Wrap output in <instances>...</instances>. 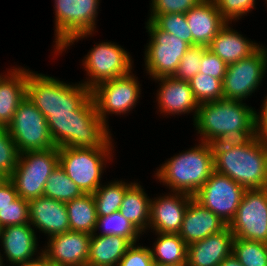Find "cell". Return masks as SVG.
<instances>
[{
	"instance_id": "6da1fadb",
	"label": "cell",
	"mask_w": 267,
	"mask_h": 266,
	"mask_svg": "<svg viewBox=\"0 0 267 266\" xmlns=\"http://www.w3.org/2000/svg\"><path fill=\"white\" fill-rule=\"evenodd\" d=\"M214 171L230 177L245 189L267 187V142L254 136L211 144Z\"/></svg>"
},
{
	"instance_id": "7a4b0ae2",
	"label": "cell",
	"mask_w": 267,
	"mask_h": 266,
	"mask_svg": "<svg viewBox=\"0 0 267 266\" xmlns=\"http://www.w3.org/2000/svg\"><path fill=\"white\" fill-rule=\"evenodd\" d=\"M255 108L242 101L220 99L201 103L193 125L206 143L244 140L256 136Z\"/></svg>"
},
{
	"instance_id": "3957f363",
	"label": "cell",
	"mask_w": 267,
	"mask_h": 266,
	"mask_svg": "<svg viewBox=\"0 0 267 266\" xmlns=\"http://www.w3.org/2000/svg\"><path fill=\"white\" fill-rule=\"evenodd\" d=\"M50 134L57 148L103 147L111 138L109 127L97 114L92 95L72 116L46 118Z\"/></svg>"
},
{
	"instance_id": "277c9868",
	"label": "cell",
	"mask_w": 267,
	"mask_h": 266,
	"mask_svg": "<svg viewBox=\"0 0 267 266\" xmlns=\"http://www.w3.org/2000/svg\"><path fill=\"white\" fill-rule=\"evenodd\" d=\"M164 162L154 176L171 192L194 196L214 172L212 146L202 141Z\"/></svg>"
},
{
	"instance_id": "5b68a950",
	"label": "cell",
	"mask_w": 267,
	"mask_h": 266,
	"mask_svg": "<svg viewBox=\"0 0 267 266\" xmlns=\"http://www.w3.org/2000/svg\"><path fill=\"white\" fill-rule=\"evenodd\" d=\"M90 96L91 89L80 82L68 84L32 70L27 75L26 97L46 118L72 116Z\"/></svg>"
},
{
	"instance_id": "8992f818",
	"label": "cell",
	"mask_w": 267,
	"mask_h": 266,
	"mask_svg": "<svg viewBox=\"0 0 267 266\" xmlns=\"http://www.w3.org/2000/svg\"><path fill=\"white\" fill-rule=\"evenodd\" d=\"M54 54H61L74 42L92 36L100 0H54ZM82 38V39H81ZM57 52V53H55Z\"/></svg>"
},
{
	"instance_id": "52a82bcc",
	"label": "cell",
	"mask_w": 267,
	"mask_h": 266,
	"mask_svg": "<svg viewBox=\"0 0 267 266\" xmlns=\"http://www.w3.org/2000/svg\"><path fill=\"white\" fill-rule=\"evenodd\" d=\"M112 142L97 148H58L59 165L84 194H93L102 184L107 161L113 159Z\"/></svg>"
},
{
	"instance_id": "ba28073f",
	"label": "cell",
	"mask_w": 267,
	"mask_h": 266,
	"mask_svg": "<svg viewBox=\"0 0 267 266\" xmlns=\"http://www.w3.org/2000/svg\"><path fill=\"white\" fill-rule=\"evenodd\" d=\"M58 165L57 147L26 151L19 154L18 164L9 179L14 183L18 196L31 201L43 196L45 183Z\"/></svg>"
},
{
	"instance_id": "9c48e42d",
	"label": "cell",
	"mask_w": 267,
	"mask_h": 266,
	"mask_svg": "<svg viewBox=\"0 0 267 266\" xmlns=\"http://www.w3.org/2000/svg\"><path fill=\"white\" fill-rule=\"evenodd\" d=\"M149 43L145 46V71L151 79L173 76L183 55L191 47L180 38L159 29L147 20Z\"/></svg>"
},
{
	"instance_id": "30bf717a",
	"label": "cell",
	"mask_w": 267,
	"mask_h": 266,
	"mask_svg": "<svg viewBox=\"0 0 267 266\" xmlns=\"http://www.w3.org/2000/svg\"><path fill=\"white\" fill-rule=\"evenodd\" d=\"M6 128L19 153L56 147L46 117L27 97L19 104Z\"/></svg>"
},
{
	"instance_id": "8fae6325",
	"label": "cell",
	"mask_w": 267,
	"mask_h": 266,
	"mask_svg": "<svg viewBox=\"0 0 267 266\" xmlns=\"http://www.w3.org/2000/svg\"><path fill=\"white\" fill-rule=\"evenodd\" d=\"M131 58L129 52L115 42L96 44L82 60L88 77L81 83L92 89L101 82L125 76L133 70Z\"/></svg>"
},
{
	"instance_id": "7c38bea8",
	"label": "cell",
	"mask_w": 267,
	"mask_h": 266,
	"mask_svg": "<svg viewBox=\"0 0 267 266\" xmlns=\"http://www.w3.org/2000/svg\"><path fill=\"white\" fill-rule=\"evenodd\" d=\"M137 79L138 77L131 72L125 76L101 82L91 89L97 114L108 127L107 115H125L136 107L142 90Z\"/></svg>"
},
{
	"instance_id": "4fadbf2b",
	"label": "cell",
	"mask_w": 267,
	"mask_h": 266,
	"mask_svg": "<svg viewBox=\"0 0 267 266\" xmlns=\"http://www.w3.org/2000/svg\"><path fill=\"white\" fill-rule=\"evenodd\" d=\"M267 70V48L261 46L250 56L228 64L223 78L224 99L242 101L252 96Z\"/></svg>"
},
{
	"instance_id": "5bb4252c",
	"label": "cell",
	"mask_w": 267,
	"mask_h": 266,
	"mask_svg": "<svg viewBox=\"0 0 267 266\" xmlns=\"http://www.w3.org/2000/svg\"><path fill=\"white\" fill-rule=\"evenodd\" d=\"M245 191L244 187L230 177L214 171L193 197L229 225Z\"/></svg>"
},
{
	"instance_id": "9a60e30c",
	"label": "cell",
	"mask_w": 267,
	"mask_h": 266,
	"mask_svg": "<svg viewBox=\"0 0 267 266\" xmlns=\"http://www.w3.org/2000/svg\"><path fill=\"white\" fill-rule=\"evenodd\" d=\"M228 226L235 238L267 243V187L246 189Z\"/></svg>"
},
{
	"instance_id": "2e32d148",
	"label": "cell",
	"mask_w": 267,
	"mask_h": 266,
	"mask_svg": "<svg viewBox=\"0 0 267 266\" xmlns=\"http://www.w3.org/2000/svg\"><path fill=\"white\" fill-rule=\"evenodd\" d=\"M91 234L66 231L48 238L43 256L53 266H85L88 262Z\"/></svg>"
},
{
	"instance_id": "e0dca14e",
	"label": "cell",
	"mask_w": 267,
	"mask_h": 266,
	"mask_svg": "<svg viewBox=\"0 0 267 266\" xmlns=\"http://www.w3.org/2000/svg\"><path fill=\"white\" fill-rule=\"evenodd\" d=\"M193 198L186 193L171 191L168 195L152 198L150 200L149 229H153V233L155 231L178 234L181 230L184 213Z\"/></svg>"
},
{
	"instance_id": "ac0fdd59",
	"label": "cell",
	"mask_w": 267,
	"mask_h": 266,
	"mask_svg": "<svg viewBox=\"0 0 267 266\" xmlns=\"http://www.w3.org/2000/svg\"><path fill=\"white\" fill-rule=\"evenodd\" d=\"M153 80L160 82L155 101H158V112L164 116L193 112L194 121L200 104L196 100L189 82L176 79L173 76H164Z\"/></svg>"
},
{
	"instance_id": "d6986e66",
	"label": "cell",
	"mask_w": 267,
	"mask_h": 266,
	"mask_svg": "<svg viewBox=\"0 0 267 266\" xmlns=\"http://www.w3.org/2000/svg\"><path fill=\"white\" fill-rule=\"evenodd\" d=\"M35 233L30 223L2 228L0 245L4 253L2 256L6 257L3 262L6 260L11 266H18L40 258L43 255V249L38 251L39 244Z\"/></svg>"
},
{
	"instance_id": "ffe728a7",
	"label": "cell",
	"mask_w": 267,
	"mask_h": 266,
	"mask_svg": "<svg viewBox=\"0 0 267 266\" xmlns=\"http://www.w3.org/2000/svg\"><path fill=\"white\" fill-rule=\"evenodd\" d=\"M29 218L32 227L48 238L70 230L65 203L44 195L29 201Z\"/></svg>"
},
{
	"instance_id": "44dd1931",
	"label": "cell",
	"mask_w": 267,
	"mask_h": 266,
	"mask_svg": "<svg viewBox=\"0 0 267 266\" xmlns=\"http://www.w3.org/2000/svg\"><path fill=\"white\" fill-rule=\"evenodd\" d=\"M234 238L227 226L221 232L189 244L186 266H218L222 260L232 254Z\"/></svg>"
},
{
	"instance_id": "7402d4cb",
	"label": "cell",
	"mask_w": 267,
	"mask_h": 266,
	"mask_svg": "<svg viewBox=\"0 0 267 266\" xmlns=\"http://www.w3.org/2000/svg\"><path fill=\"white\" fill-rule=\"evenodd\" d=\"M193 38V46H209L212 39L228 22L214 0H202L185 13Z\"/></svg>"
},
{
	"instance_id": "603a6c76",
	"label": "cell",
	"mask_w": 267,
	"mask_h": 266,
	"mask_svg": "<svg viewBox=\"0 0 267 266\" xmlns=\"http://www.w3.org/2000/svg\"><path fill=\"white\" fill-rule=\"evenodd\" d=\"M227 226L228 224L221 218L193 198L184 213L181 230L178 234L189 245L211 234L221 232Z\"/></svg>"
},
{
	"instance_id": "cb8c5ba5",
	"label": "cell",
	"mask_w": 267,
	"mask_h": 266,
	"mask_svg": "<svg viewBox=\"0 0 267 266\" xmlns=\"http://www.w3.org/2000/svg\"><path fill=\"white\" fill-rule=\"evenodd\" d=\"M29 68L12 67L0 77V127H7L12 121L19 104L26 97Z\"/></svg>"
},
{
	"instance_id": "d4e9b609",
	"label": "cell",
	"mask_w": 267,
	"mask_h": 266,
	"mask_svg": "<svg viewBox=\"0 0 267 266\" xmlns=\"http://www.w3.org/2000/svg\"><path fill=\"white\" fill-rule=\"evenodd\" d=\"M231 22L217 33L208 49L216 54L227 65L240 61L253 54L261 45L250 41L231 26Z\"/></svg>"
},
{
	"instance_id": "484cf974",
	"label": "cell",
	"mask_w": 267,
	"mask_h": 266,
	"mask_svg": "<svg viewBox=\"0 0 267 266\" xmlns=\"http://www.w3.org/2000/svg\"><path fill=\"white\" fill-rule=\"evenodd\" d=\"M132 243L125 237L91 235L88 265L117 266Z\"/></svg>"
},
{
	"instance_id": "4316f807",
	"label": "cell",
	"mask_w": 267,
	"mask_h": 266,
	"mask_svg": "<svg viewBox=\"0 0 267 266\" xmlns=\"http://www.w3.org/2000/svg\"><path fill=\"white\" fill-rule=\"evenodd\" d=\"M140 183L132 182L126 189L119 212L141 233L149 230L150 198Z\"/></svg>"
},
{
	"instance_id": "83f0119b",
	"label": "cell",
	"mask_w": 267,
	"mask_h": 266,
	"mask_svg": "<svg viewBox=\"0 0 267 266\" xmlns=\"http://www.w3.org/2000/svg\"><path fill=\"white\" fill-rule=\"evenodd\" d=\"M155 235L157 240L150 248L153 261L173 266H186L188 245L179 234L155 232Z\"/></svg>"
},
{
	"instance_id": "f1b7e54d",
	"label": "cell",
	"mask_w": 267,
	"mask_h": 266,
	"mask_svg": "<svg viewBox=\"0 0 267 266\" xmlns=\"http://www.w3.org/2000/svg\"><path fill=\"white\" fill-rule=\"evenodd\" d=\"M71 231L93 234L98 219L93 194H83L65 203Z\"/></svg>"
},
{
	"instance_id": "f546056e",
	"label": "cell",
	"mask_w": 267,
	"mask_h": 266,
	"mask_svg": "<svg viewBox=\"0 0 267 266\" xmlns=\"http://www.w3.org/2000/svg\"><path fill=\"white\" fill-rule=\"evenodd\" d=\"M122 181L114 180L105 185L101 184L93 193L98 216H106L119 211L126 189L132 184V182Z\"/></svg>"
},
{
	"instance_id": "4dcf8cb0",
	"label": "cell",
	"mask_w": 267,
	"mask_h": 266,
	"mask_svg": "<svg viewBox=\"0 0 267 266\" xmlns=\"http://www.w3.org/2000/svg\"><path fill=\"white\" fill-rule=\"evenodd\" d=\"M83 194L81 189L67 176L60 165L49 175L43 191L44 196L63 203H67Z\"/></svg>"
},
{
	"instance_id": "1f68e13d",
	"label": "cell",
	"mask_w": 267,
	"mask_h": 266,
	"mask_svg": "<svg viewBox=\"0 0 267 266\" xmlns=\"http://www.w3.org/2000/svg\"><path fill=\"white\" fill-rule=\"evenodd\" d=\"M100 228H102V231ZM99 230L101 233H96ZM93 234L125 237L132 244L139 242L140 236H142L140 235L142 233L119 211L106 216H98Z\"/></svg>"
},
{
	"instance_id": "d6a6232c",
	"label": "cell",
	"mask_w": 267,
	"mask_h": 266,
	"mask_svg": "<svg viewBox=\"0 0 267 266\" xmlns=\"http://www.w3.org/2000/svg\"><path fill=\"white\" fill-rule=\"evenodd\" d=\"M232 253L243 266H267V243L234 238Z\"/></svg>"
},
{
	"instance_id": "836d02e7",
	"label": "cell",
	"mask_w": 267,
	"mask_h": 266,
	"mask_svg": "<svg viewBox=\"0 0 267 266\" xmlns=\"http://www.w3.org/2000/svg\"><path fill=\"white\" fill-rule=\"evenodd\" d=\"M222 81L223 79L198 73L189 81V84L196 100L201 104L224 99Z\"/></svg>"
},
{
	"instance_id": "e575fe53",
	"label": "cell",
	"mask_w": 267,
	"mask_h": 266,
	"mask_svg": "<svg viewBox=\"0 0 267 266\" xmlns=\"http://www.w3.org/2000/svg\"><path fill=\"white\" fill-rule=\"evenodd\" d=\"M152 21L159 29L172 34L193 46V38L188 26L185 13H169L162 15H150Z\"/></svg>"
},
{
	"instance_id": "d590c367",
	"label": "cell",
	"mask_w": 267,
	"mask_h": 266,
	"mask_svg": "<svg viewBox=\"0 0 267 266\" xmlns=\"http://www.w3.org/2000/svg\"><path fill=\"white\" fill-rule=\"evenodd\" d=\"M19 151L6 127H0V173L9 178L18 164Z\"/></svg>"
},
{
	"instance_id": "8d00e7d4",
	"label": "cell",
	"mask_w": 267,
	"mask_h": 266,
	"mask_svg": "<svg viewBox=\"0 0 267 266\" xmlns=\"http://www.w3.org/2000/svg\"><path fill=\"white\" fill-rule=\"evenodd\" d=\"M207 46H191L181 58L173 77L179 80L190 81L201 69V59Z\"/></svg>"
},
{
	"instance_id": "74e56055",
	"label": "cell",
	"mask_w": 267,
	"mask_h": 266,
	"mask_svg": "<svg viewBox=\"0 0 267 266\" xmlns=\"http://www.w3.org/2000/svg\"><path fill=\"white\" fill-rule=\"evenodd\" d=\"M30 223L29 201L18 197L12 204L0 206V227Z\"/></svg>"
},
{
	"instance_id": "f35d334b",
	"label": "cell",
	"mask_w": 267,
	"mask_h": 266,
	"mask_svg": "<svg viewBox=\"0 0 267 266\" xmlns=\"http://www.w3.org/2000/svg\"><path fill=\"white\" fill-rule=\"evenodd\" d=\"M221 15L234 22L255 9V0H214Z\"/></svg>"
},
{
	"instance_id": "ab89813d",
	"label": "cell",
	"mask_w": 267,
	"mask_h": 266,
	"mask_svg": "<svg viewBox=\"0 0 267 266\" xmlns=\"http://www.w3.org/2000/svg\"><path fill=\"white\" fill-rule=\"evenodd\" d=\"M202 0H151L149 15L186 13Z\"/></svg>"
},
{
	"instance_id": "60d3db41",
	"label": "cell",
	"mask_w": 267,
	"mask_h": 266,
	"mask_svg": "<svg viewBox=\"0 0 267 266\" xmlns=\"http://www.w3.org/2000/svg\"><path fill=\"white\" fill-rule=\"evenodd\" d=\"M132 244L117 266H151L154 262L150 247Z\"/></svg>"
},
{
	"instance_id": "b9f144b4",
	"label": "cell",
	"mask_w": 267,
	"mask_h": 266,
	"mask_svg": "<svg viewBox=\"0 0 267 266\" xmlns=\"http://www.w3.org/2000/svg\"><path fill=\"white\" fill-rule=\"evenodd\" d=\"M199 73L210 75L217 79H223L227 71V64L208 48L201 59Z\"/></svg>"
},
{
	"instance_id": "7bdbcfd3",
	"label": "cell",
	"mask_w": 267,
	"mask_h": 266,
	"mask_svg": "<svg viewBox=\"0 0 267 266\" xmlns=\"http://www.w3.org/2000/svg\"><path fill=\"white\" fill-rule=\"evenodd\" d=\"M262 103L260 112H255L256 137L267 142V95Z\"/></svg>"
},
{
	"instance_id": "ee69618b",
	"label": "cell",
	"mask_w": 267,
	"mask_h": 266,
	"mask_svg": "<svg viewBox=\"0 0 267 266\" xmlns=\"http://www.w3.org/2000/svg\"><path fill=\"white\" fill-rule=\"evenodd\" d=\"M18 197L16 187L9 178L0 185V206L12 204Z\"/></svg>"
},
{
	"instance_id": "f6af8a7d",
	"label": "cell",
	"mask_w": 267,
	"mask_h": 266,
	"mask_svg": "<svg viewBox=\"0 0 267 266\" xmlns=\"http://www.w3.org/2000/svg\"><path fill=\"white\" fill-rule=\"evenodd\" d=\"M218 266H243L240 261L232 253L224 260H222Z\"/></svg>"
},
{
	"instance_id": "bcb514c9",
	"label": "cell",
	"mask_w": 267,
	"mask_h": 266,
	"mask_svg": "<svg viewBox=\"0 0 267 266\" xmlns=\"http://www.w3.org/2000/svg\"><path fill=\"white\" fill-rule=\"evenodd\" d=\"M18 266H53V265L42 255L37 260H34L32 262H28L26 264H21Z\"/></svg>"
},
{
	"instance_id": "7dc6e473",
	"label": "cell",
	"mask_w": 267,
	"mask_h": 266,
	"mask_svg": "<svg viewBox=\"0 0 267 266\" xmlns=\"http://www.w3.org/2000/svg\"><path fill=\"white\" fill-rule=\"evenodd\" d=\"M7 179L8 178L4 174L0 173V185L3 184Z\"/></svg>"
},
{
	"instance_id": "c3c4849f",
	"label": "cell",
	"mask_w": 267,
	"mask_h": 266,
	"mask_svg": "<svg viewBox=\"0 0 267 266\" xmlns=\"http://www.w3.org/2000/svg\"><path fill=\"white\" fill-rule=\"evenodd\" d=\"M151 266H173V265L160 264V263L153 262V263L151 264Z\"/></svg>"
},
{
	"instance_id": "681fc988",
	"label": "cell",
	"mask_w": 267,
	"mask_h": 266,
	"mask_svg": "<svg viewBox=\"0 0 267 266\" xmlns=\"http://www.w3.org/2000/svg\"><path fill=\"white\" fill-rule=\"evenodd\" d=\"M3 258H5V257H3L1 252H0V266H5V264L3 263Z\"/></svg>"
}]
</instances>
